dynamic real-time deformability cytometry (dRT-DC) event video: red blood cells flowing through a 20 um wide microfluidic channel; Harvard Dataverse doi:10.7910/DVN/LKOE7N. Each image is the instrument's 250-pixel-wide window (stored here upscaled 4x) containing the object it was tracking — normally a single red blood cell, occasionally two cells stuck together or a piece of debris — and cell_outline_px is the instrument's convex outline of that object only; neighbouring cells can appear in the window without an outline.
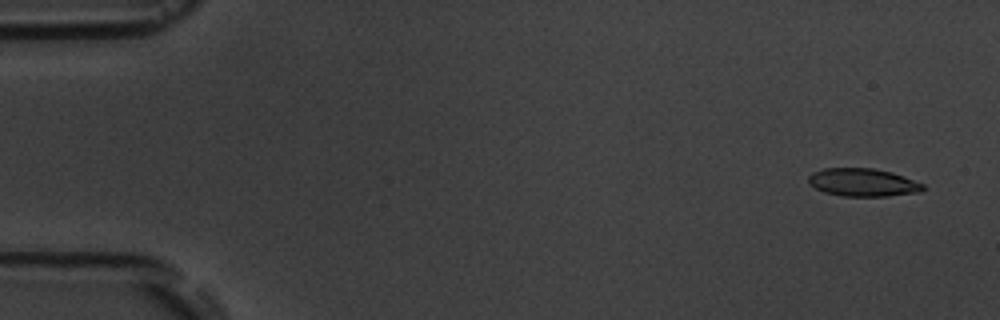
{"species": "common noctule bat (a hibernating species)", "species_latin": "Nyctalus noctula", "temperature_condition": "room temperature", "stored_images_in_passage": 6, "camera_frame_rate_fps": 3000, "um_per_image_px": 0.085, "animal": {"sex": "male", "body_mass_g": 19.5, "forearm_length_mm": 54.6}, "frame": {"image": 1, "passage_image": 1, "time_ms": 0.0, "image_size_px": [1000, 320], "cell_outline_px": [[924, 188], [920, 192], [888, 196], [840, 196], [824, 192], [808, 184], [808, 176], [812, 172], [824, 168], [872, 168], [892, 172], [924, 184]], "centroid_in_image_um": [73.31, 15.5], "position_along_channel_um": 11.7, "area_um2": 18.73}}